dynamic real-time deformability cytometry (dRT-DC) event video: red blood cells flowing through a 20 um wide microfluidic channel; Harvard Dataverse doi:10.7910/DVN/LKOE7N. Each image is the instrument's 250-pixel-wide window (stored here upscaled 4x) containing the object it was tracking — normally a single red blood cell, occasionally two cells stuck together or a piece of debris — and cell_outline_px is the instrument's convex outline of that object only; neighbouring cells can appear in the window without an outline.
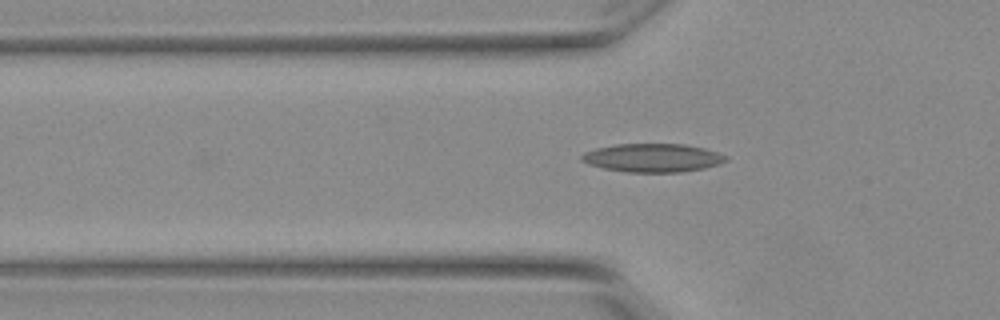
{"species": "Egyptian fruit bat (a non-hibernating species)", "species_latin": "Rousettus aegyptiacus", "temperature_condition": "warm", "stored_images_in_passage": 32, "camera_frame_rate_fps": 3000, "um_per_image_px": 0.085, "animal": {"sex": "female"}, "frame": {"image": 1, "passage_image": 3, "time_ms": 0.667, "image_size_px": [1000, 320], "cell_outline_px": [[728, 160], [720, 164], [704, 168], [680, 172], [628, 172], [604, 168], [588, 164], [580, 160], [580, 156], [584, 152], [596, 148], [616, 144], [684, 144], [704, 148], [728, 156]], "centroid_in_image_um": [55.48, 13.41], "position_along_channel_um": 70.3, "area_um2": 23.93}}
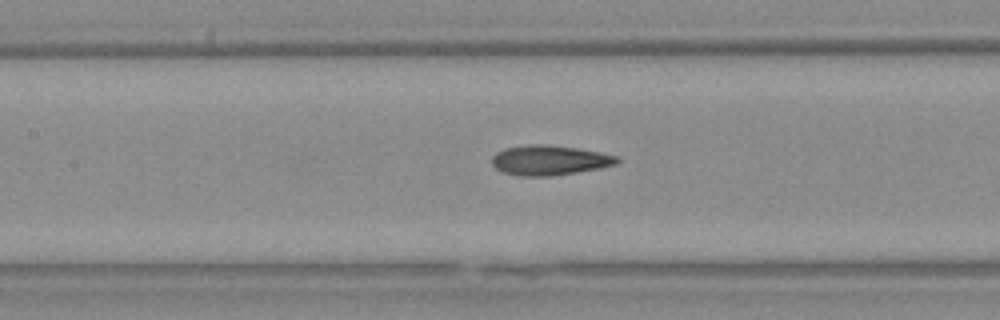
{"frame": {"image": 2, "passage_image": 10, "time_ms": 3.0, "image_size_px": [1000, 320], "cell_outline_px": [[620, 160], [616, 164], [600, 168], [552, 176], [520, 176], [504, 172], [496, 168], [492, 164], [492, 156], [496, 152], [504, 148], [528, 144], [544, 144], [576, 148], [600, 152], [620, 156]], "centroid_in_image_um": [46.71, 13.61], "position_along_channel_um": 160.7, "area_um2": 21.85}}
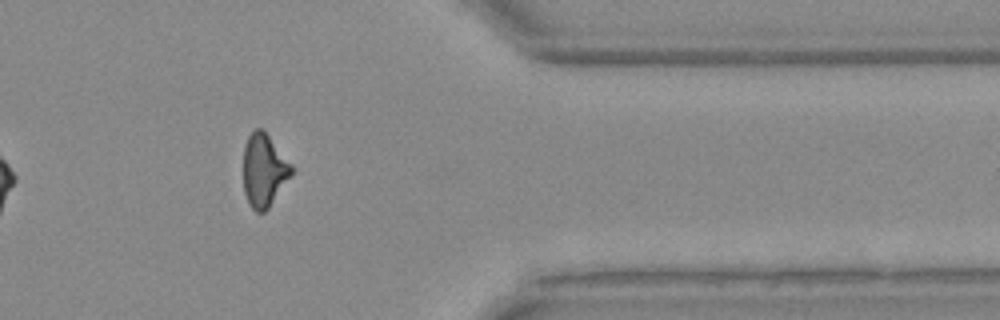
{"frame": {"image": 3, "passage_image": 29, "time_ms": 9.333, "image_size_px": [1000, 320], "cell_outline_px": [[292, 172], [268, 208], [264, 212], [256, 212], [248, 204], [244, 192], [244, 144], [248, 136], [256, 128], [264, 128], [292, 164]], "centroid_in_image_um": [22.42, 14.44], "position_along_channel_um": 389.0, "area_um2": 20.4}}